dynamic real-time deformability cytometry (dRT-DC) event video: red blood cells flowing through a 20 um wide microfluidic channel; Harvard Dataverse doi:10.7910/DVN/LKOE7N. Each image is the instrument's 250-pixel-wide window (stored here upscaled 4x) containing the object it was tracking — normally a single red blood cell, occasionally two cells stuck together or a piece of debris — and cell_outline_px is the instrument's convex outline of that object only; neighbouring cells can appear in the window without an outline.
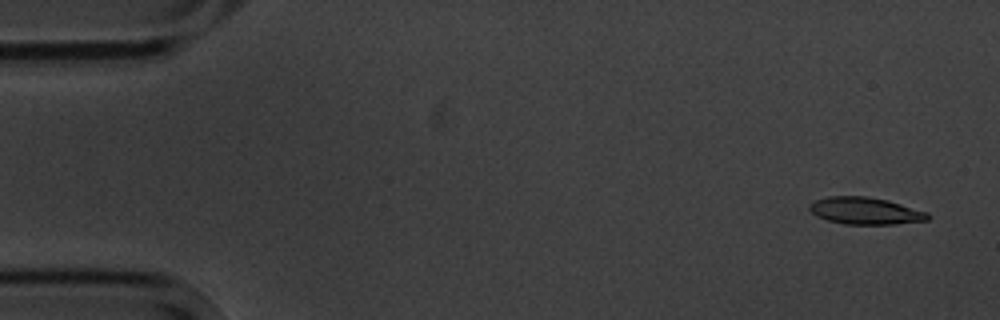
{"species": "common noctule bat (a hibernating species)", "species_latin": "Nyctalus noctula", "temperature_condition": "cold", "stored_images_in_passage": 5, "camera_frame_rate_fps": 3000, "um_per_image_px": 0.085, "animal": {"sex": "male", "body_mass_g": 20.1, "forearm_length_mm": 53.5}, "frame": {"image": 1, "passage_image": 1, "time_ms": 0.0, "image_size_px": [1000, 320], "cell_outline_px": [[928, 220], [892, 224], [844, 224], [828, 220], [816, 216], [808, 208], [808, 204], [816, 200], [828, 196], [868, 196], [888, 200], [928, 212]], "centroid_in_image_um": [73.52, 17.91], "position_along_channel_um": 11.5, "area_um2": 18.61}}
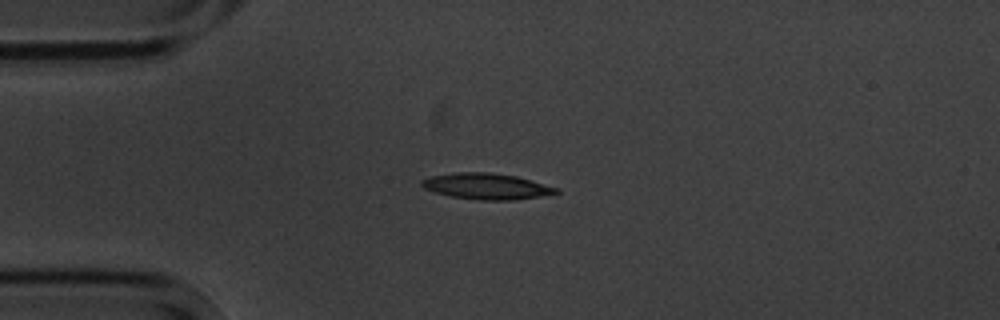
{"frame": {"image": 2, "passage_image": 4, "time_ms": 3.667, "image_size_px": [1000, 320], "cell_outline_px": [[560, 192], [540, 196], [512, 200], [480, 200], [452, 196], [436, 192], [424, 188], [420, 184], [420, 180], [432, 176], [456, 172], [488, 172], [516, 176], [560, 188]], "centroid_in_image_um": [41.37, 15.83], "position_along_channel_um": 43.6, "area_um2": 20.23}}